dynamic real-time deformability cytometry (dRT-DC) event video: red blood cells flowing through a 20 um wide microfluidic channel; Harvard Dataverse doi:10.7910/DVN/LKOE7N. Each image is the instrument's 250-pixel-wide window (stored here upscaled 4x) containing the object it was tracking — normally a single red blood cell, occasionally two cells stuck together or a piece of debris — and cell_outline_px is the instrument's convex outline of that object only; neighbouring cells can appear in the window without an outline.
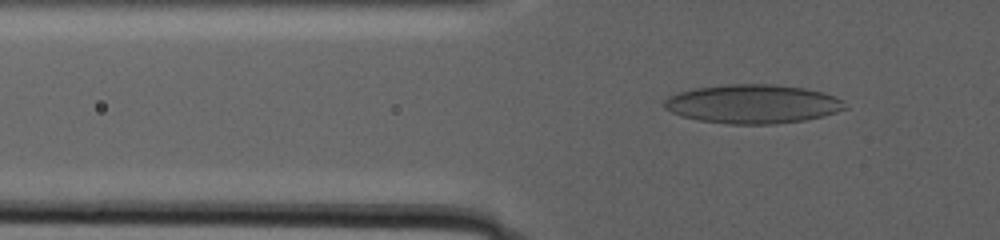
{"species": "human", "species_latin": "Homo sapiens", "temperature_condition": "warm", "stored_images_in_passage": 112, "camera_frame_rate_fps": 3000, "um_per_image_px": 0.085, "donor": {"sex": "male"}, "frame": {"image": 1, "passage_image": 43, "time_ms": 14.0, "image_size_px": [1000, 240], "cell_outline_px": [[848, 108], [824, 116], [804, 120], [776, 124], [728, 124], [700, 120], [680, 116], [664, 108], [664, 100], [668, 96], [692, 88], [728, 84], [776, 84], [804, 88], [820, 92], [832, 96], [840, 100]], "centroid_in_image_um": [63.94, 8.84], "position_along_channel_um": 61.9, "area_um2": 40.92}}
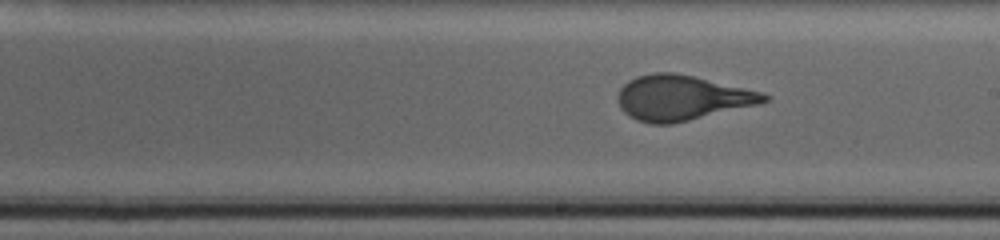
{"frame": {"image": 2, "passage_image": 71, "time_ms": 23.333, "image_size_px": [1000, 240], "cell_outline_px": [[768, 100], [756, 104], [672, 124], [648, 124], [636, 120], [628, 116], [620, 108], [616, 96], [620, 88], [628, 80], [636, 76], [652, 72], [672, 72], [692, 76], [760, 92], [768, 96]], "centroid_in_image_um": [57.84, 8.32], "position_along_channel_um": 231.2, "area_um2": 37.97}}
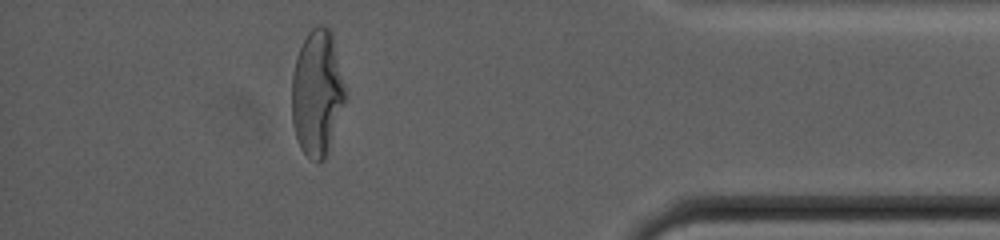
{"frame": {"image": 3, "passage_image": 102, "time_ms": 33.667, "image_size_px": [1000, 240], "cell_outline_px": [[348, 96], [324, 160], [320, 164], [316, 164], [300, 148], [292, 124], [292, 72], [296, 56], [308, 32], [312, 28], [320, 24], [328, 28], [332, 32]], "centroid_in_image_um": [26.97, 7.91], "position_along_channel_um": 408.2, "area_um2": 39.71}}